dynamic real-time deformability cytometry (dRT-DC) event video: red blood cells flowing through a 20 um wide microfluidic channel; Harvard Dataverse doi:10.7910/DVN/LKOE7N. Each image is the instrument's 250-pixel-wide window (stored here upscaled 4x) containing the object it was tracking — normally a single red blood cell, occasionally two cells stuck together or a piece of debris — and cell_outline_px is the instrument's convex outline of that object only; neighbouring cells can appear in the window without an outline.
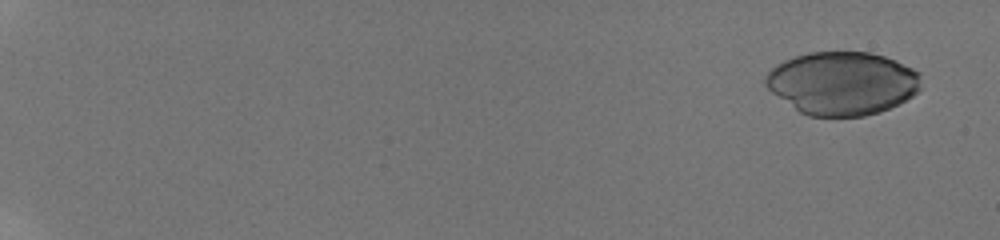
{"species": "human", "species_latin": "Homo sapiens", "temperature_condition": "room temperature", "stored_images_in_passage": 31, "camera_frame_rate_fps": 3000, "um_per_image_px": 0.085, "donor": {"sex": "male"}, "frame": {"image": 1, "passage_image": 1, "time_ms": 0.0, "image_size_px": [1000, 240], "cell_outline_px": [[920, 88], [912, 96], [880, 112], [864, 116], [808, 116], [800, 112], [772, 92], [764, 84], [764, 76], [776, 64], [784, 60], [808, 52], [872, 52], [896, 60], [920, 72]], "centroid_in_image_um": [71.59, 7.06], "position_along_channel_um": 13.4, "area_um2": 57.22}}